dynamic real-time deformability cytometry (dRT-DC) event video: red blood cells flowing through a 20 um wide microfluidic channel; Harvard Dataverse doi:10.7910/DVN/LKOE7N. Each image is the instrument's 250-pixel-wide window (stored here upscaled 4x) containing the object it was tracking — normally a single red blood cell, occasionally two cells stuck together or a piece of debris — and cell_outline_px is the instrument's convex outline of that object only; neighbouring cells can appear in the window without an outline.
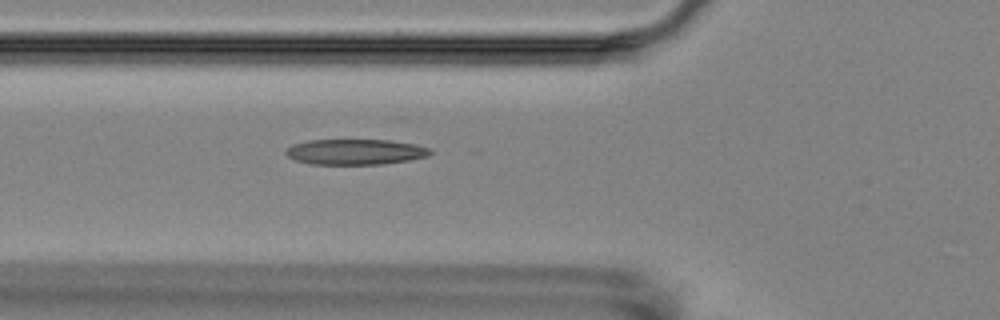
{"species": "Egyptian fruit bat (a non-hibernating species)", "species_latin": "Rousettus aegyptiacus", "temperature_condition": "room temperature", "stored_images_in_passage": 3, "camera_frame_rate_fps": 3000, "um_per_image_px": 0.085, "animal": {"sex": "female"}, "frame": {"image": 1, "passage_image": 3, "time_ms": 2.333, "image_size_px": [1000, 320], "cell_outline_px": [[432, 152], [428, 156], [408, 160], [384, 164], [308, 164], [296, 160], [288, 156], [284, 152], [292, 144], [308, 140], [392, 140], [416, 144], [432, 148]], "centroid_in_image_um": [30.23, 12.9], "position_along_channel_um": 95.6, "area_um2": 21.62}}